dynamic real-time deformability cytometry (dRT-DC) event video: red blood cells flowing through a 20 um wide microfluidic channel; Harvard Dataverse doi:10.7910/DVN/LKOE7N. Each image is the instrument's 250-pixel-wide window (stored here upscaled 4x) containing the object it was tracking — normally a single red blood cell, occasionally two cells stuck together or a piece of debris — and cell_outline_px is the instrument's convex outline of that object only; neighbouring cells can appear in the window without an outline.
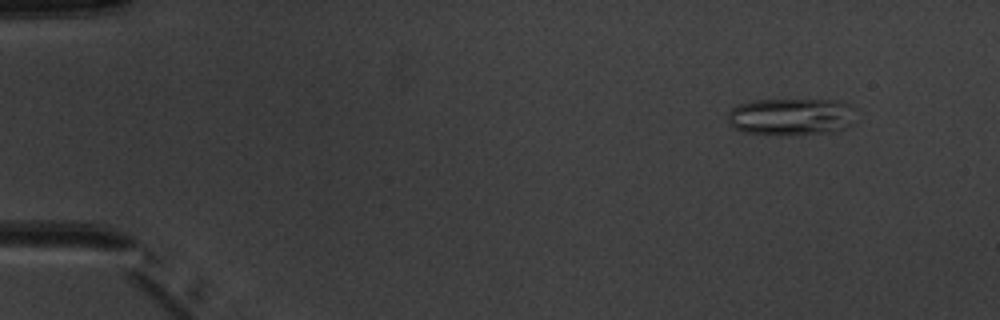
{"species": "common noctule bat (a hibernating species)", "species_latin": "Nyctalus noctula", "temperature_condition": "warm", "stored_images_in_passage": 5, "camera_frame_rate_fps": 3000, "um_per_image_px": 0.085, "animal": {"sex": "male", "body_mass_g": 20.1, "forearm_length_mm": 53.5}, "frame": {"image": 1, "passage_image": 1, "time_ms": 0.0, "image_size_px": [1000, 320], "cell_outline_px": [[852, 124], [836, 132], [788, 136], [780, 136], [744, 132], [736, 128], [728, 120], [728, 112], [732, 108], [740, 104], [756, 100], [840, 100], [852, 104]], "centroid_in_image_um": [67.27, 9.94], "position_along_channel_um": 17.7, "area_um2": 28.03}}
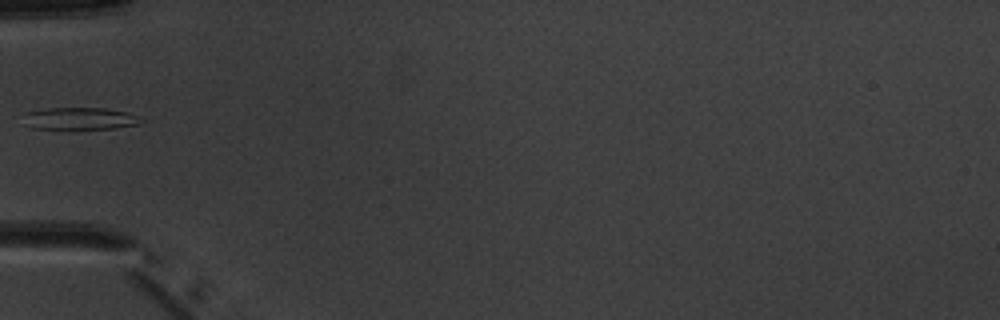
{"frame": {"image": 2, "passage_image": 4, "time_ms": 4.333, "image_size_px": [1000, 320], "cell_outline_px": [[136, 124], [116, 128], [32, 128], [24, 124], [24, 112], [44, 108], [104, 108], [124, 112], [136, 116]], "centroid_in_image_um": [6.62, 10.06], "position_along_channel_um": 78.4, "area_um2": 14.68}}
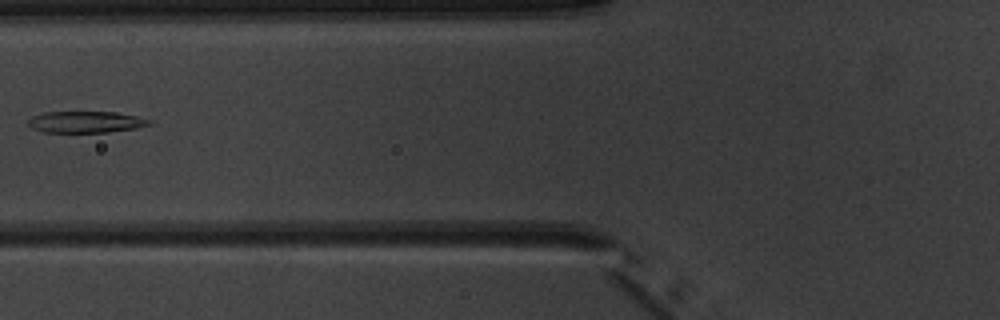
{"frame": {"image": 3, "passage_image": 5, "time_ms": 5.333, "image_size_px": [1000, 320], "cell_outline_px": [[152, 124], [136, 128], [108, 132], [44, 132], [32, 128], [28, 124], [28, 120], [32, 116], [44, 112], [116, 112], [136, 116], [152, 120]], "centroid_in_image_um": [7.3, 10.36], "position_along_channel_um": 118.5, "area_um2": 15.14}}